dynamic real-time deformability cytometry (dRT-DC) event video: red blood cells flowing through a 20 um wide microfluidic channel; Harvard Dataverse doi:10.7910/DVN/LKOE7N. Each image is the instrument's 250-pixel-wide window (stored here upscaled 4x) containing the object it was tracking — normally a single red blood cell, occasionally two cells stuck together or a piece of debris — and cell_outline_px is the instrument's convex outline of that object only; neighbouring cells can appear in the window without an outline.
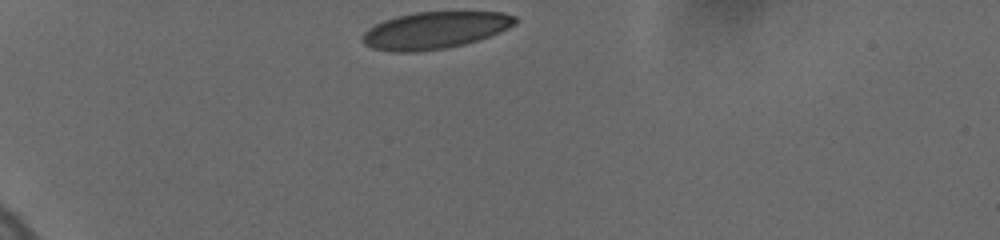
{"species": "human", "species_latin": "Homo sapiens", "temperature_condition": "cold", "stored_images_in_passage": 8, "camera_frame_rate_fps": 3000, "um_per_image_px": 0.085, "donor": {"sex": "female"}, "frame": {"image": 1, "passage_image": 1, "time_ms": 0.0, "image_size_px": [1000, 240], "cell_outline_px": [[516, 24], [500, 32], [480, 40], [448, 48], [420, 52], [392, 52], [372, 48], [364, 44], [360, 40], [364, 32], [368, 28], [384, 20], [396, 16], [416, 12], [504, 12], [516, 16]], "centroid_in_image_um": [36.96, 2.58], "position_along_channel_um": 48.0, "area_um2": 33.23}}